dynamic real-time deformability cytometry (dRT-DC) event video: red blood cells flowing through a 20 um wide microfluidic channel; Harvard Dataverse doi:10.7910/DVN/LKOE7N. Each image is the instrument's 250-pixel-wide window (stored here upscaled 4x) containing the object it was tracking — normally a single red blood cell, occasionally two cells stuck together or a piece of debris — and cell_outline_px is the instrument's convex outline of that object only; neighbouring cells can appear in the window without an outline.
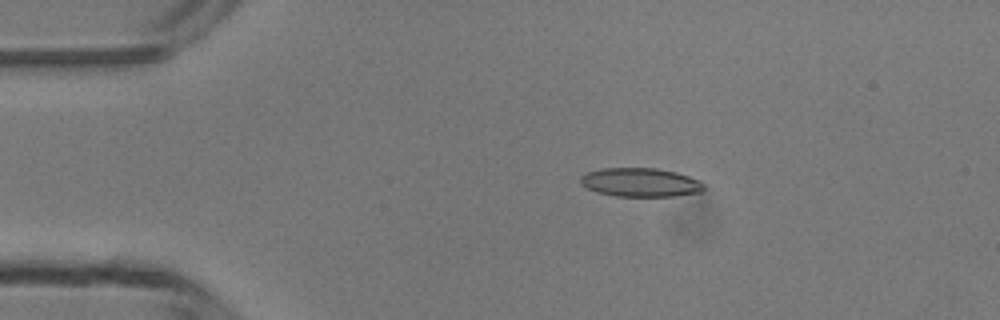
{"species": "common noctule bat (a hibernating species)", "species_latin": "Nyctalus noctula", "temperature_condition": "room temperature", "stored_images_in_passage": 4, "camera_frame_rate_fps": 3000, "um_per_image_px": 0.085, "animal": {"sex": "male", "body_mass_g": 13.3}, "frame": {"image": 1, "passage_image": 3, "time_ms": 2.333, "image_size_px": [1000, 320], "cell_outline_px": [[704, 188], [700, 192], [676, 196], [616, 196], [596, 192], [580, 184], [580, 176], [584, 172], [600, 168], [656, 168], [676, 172], [700, 180], [704, 184]], "centroid_in_image_um": [54.4, 15.49], "position_along_channel_um": 30.6, "area_um2": 20.87}}